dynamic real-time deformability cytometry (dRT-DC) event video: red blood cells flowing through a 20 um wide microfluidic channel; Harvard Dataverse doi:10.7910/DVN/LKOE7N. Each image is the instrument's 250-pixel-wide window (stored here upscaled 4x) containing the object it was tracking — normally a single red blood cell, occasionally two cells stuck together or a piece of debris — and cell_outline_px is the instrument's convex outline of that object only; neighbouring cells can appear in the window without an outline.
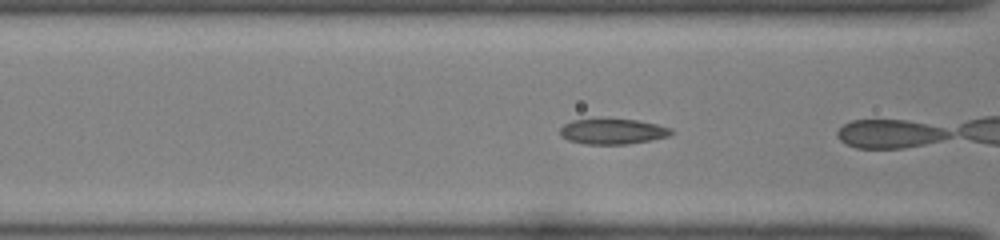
{"species": "common noctule bat (a hibernating species)", "species_latin": "Nyctalus noctula", "temperature_condition": "room temperature", "stored_images_in_passage": 8, "camera_frame_rate_fps": 3000, "um_per_image_px": 0.085, "animal": {"sex": "female", "body_mass_g": 22.0, "forearm_length_mm": 56.7}, "frame": {"image": 1, "passage_image": 7, "time_ms": 2.0, "image_size_px": [1000, 240], "cell_outline_px": [[676, 132], [668, 136], [652, 140], [628, 144], [584, 144], [568, 140], [560, 136], [560, 128], [564, 124], [572, 120], [636, 120], [656, 124], [672, 128]], "centroid_in_image_um": [52.1, 11.19], "position_along_channel_um": 114.5, "area_um2": 16.36}}